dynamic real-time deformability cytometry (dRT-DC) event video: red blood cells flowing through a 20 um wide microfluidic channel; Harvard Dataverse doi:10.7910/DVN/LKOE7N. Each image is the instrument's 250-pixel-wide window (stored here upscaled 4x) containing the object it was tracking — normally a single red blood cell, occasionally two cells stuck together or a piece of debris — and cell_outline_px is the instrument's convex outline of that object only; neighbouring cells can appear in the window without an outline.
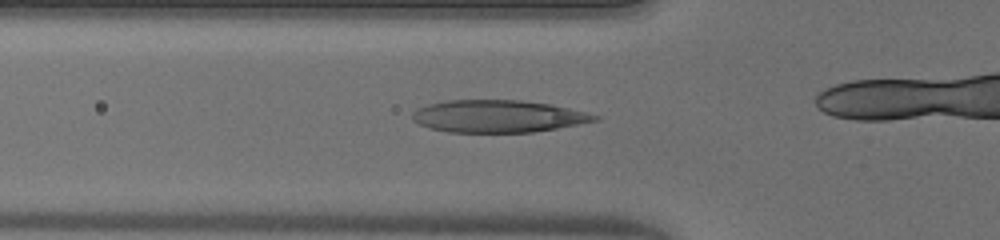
{"species": "human", "species_latin": "Homo sapiens", "temperature_condition": "warm", "stored_images_in_passage": 39, "camera_frame_rate_fps": 3000, "um_per_image_px": 0.085, "donor": {"sex": "male"}, "frame": {"image": 1, "passage_image": 17, "time_ms": 5.333, "image_size_px": [1000, 240], "cell_outline_px": [[600, 120], [556, 128], [532, 132], [448, 132], [428, 128], [412, 120], [412, 112], [416, 108], [428, 104], [444, 100], [520, 100], [552, 104], [600, 116]], "centroid_in_image_um": [42.28, 9.88], "position_along_channel_um": 83.5, "area_um2": 34.39}}
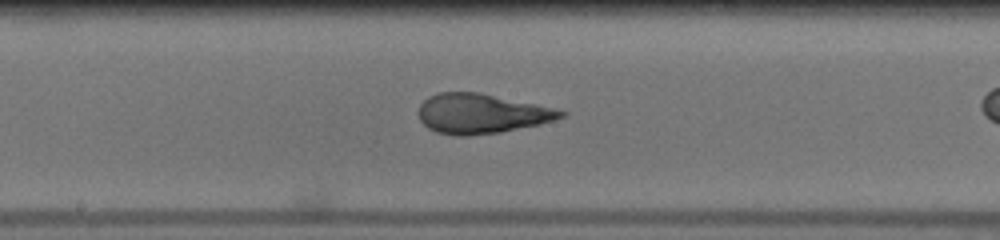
{"frame": {"image": 2, "passage_image": 26, "time_ms": 8.333, "image_size_px": [1000, 240], "cell_outline_px": [[568, 112], [564, 116], [540, 124], [500, 132], [468, 136], [456, 136], [436, 132], [428, 128], [420, 120], [416, 112], [420, 104], [428, 96], [436, 92], [480, 92], [536, 104]], "centroid_in_image_um": [40.85, 9.65], "position_along_channel_um": 207.3, "area_um2": 33.06}}
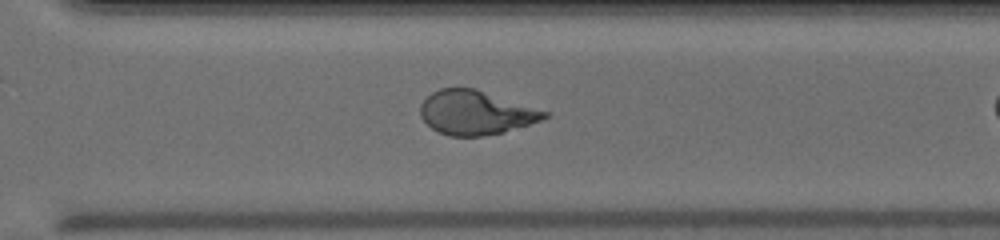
{"frame": {"image": 3, "passage_image": 35, "time_ms": 11.333, "image_size_px": [1000, 240], "cell_outline_px": [[552, 112], [548, 116], [540, 120], [504, 132], [480, 136], [448, 136], [432, 128], [420, 116], [420, 104], [432, 92], [440, 88], [476, 88]], "centroid_in_image_um": [40.46, 9.56], "position_along_channel_um": 330.1, "area_um2": 31.91}}